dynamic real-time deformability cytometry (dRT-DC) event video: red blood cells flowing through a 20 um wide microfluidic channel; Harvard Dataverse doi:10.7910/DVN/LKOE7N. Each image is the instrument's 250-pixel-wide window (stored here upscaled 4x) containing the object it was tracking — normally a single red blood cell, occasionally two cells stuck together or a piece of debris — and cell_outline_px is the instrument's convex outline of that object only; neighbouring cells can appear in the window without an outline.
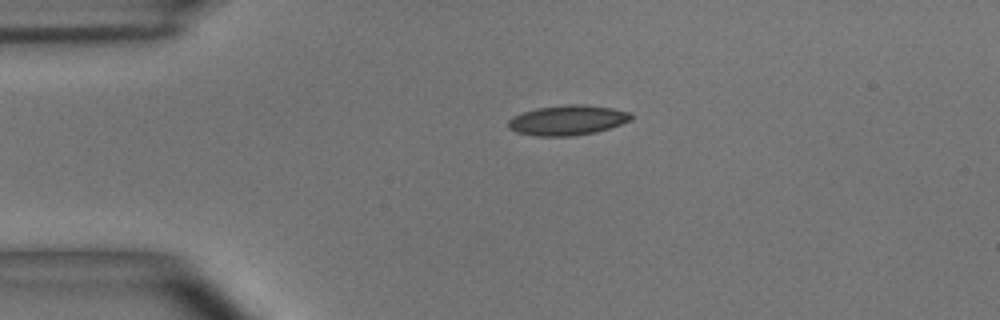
{"species": "common noctule bat (a hibernating species)", "species_latin": "Nyctalus noctula", "temperature_condition": "room temperature", "stored_images_in_passage": 2, "camera_frame_rate_fps": 3000, "um_per_image_px": 0.085, "animal": {"sex": "male", "body_mass_g": 15.6}, "frame": {"image": 1, "passage_image": 1, "time_ms": 0.0, "image_size_px": [1000, 320], "cell_outline_px": [[632, 120], [596, 132], [572, 136], [536, 136], [516, 132], [508, 128], [508, 120], [512, 116], [536, 108], [572, 104], [580, 104], [612, 108], [632, 112]], "centroid_in_image_um": [48.23, 10.22], "position_along_channel_um": 36.8, "area_um2": 21.44}}